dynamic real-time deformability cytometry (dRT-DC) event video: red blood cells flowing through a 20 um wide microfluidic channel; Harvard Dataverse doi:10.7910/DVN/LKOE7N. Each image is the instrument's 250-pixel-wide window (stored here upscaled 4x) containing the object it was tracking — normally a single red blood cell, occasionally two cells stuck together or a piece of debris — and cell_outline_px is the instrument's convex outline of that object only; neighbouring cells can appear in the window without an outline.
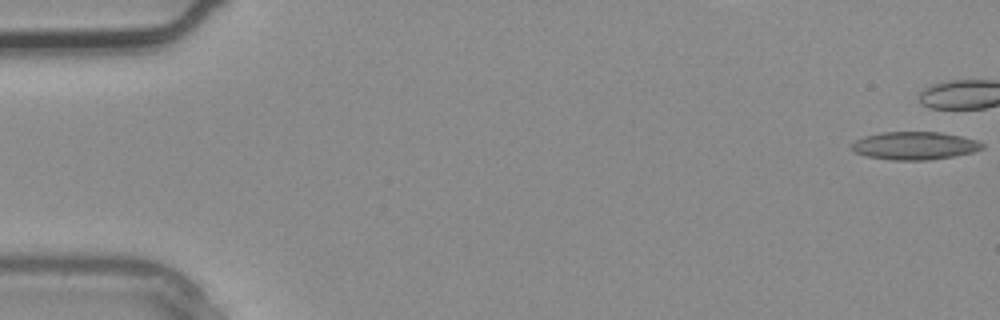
{"species": "common noctule bat (a hibernating species)", "species_latin": "Nyctalus noctula", "temperature_condition": "warm", "stored_images_in_passage": 2, "camera_frame_rate_fps": 3000, "um_per_image_px": 0.085, "animal": {"sex": "male", "body_mass_g": 20.4}, "frame": {"image": 1, "passage_image": 2, "time_ms": 0.333, "image_size_px": [1000, 320], "cell_outline_px": [[984, 148], [972, 152], [956, 156], [928, 160], [892, 160], [864, 156], [856, 152], [852, 148], [852, 144], [856, 140], [864, 136], [880, 132], [940, 132], [960, 136], [976, 140], [984, 144]], "centroid_in_image_um": [77.75, 12.39], "position_along_channel_um": 7.3, "area_um2": 21.27}}